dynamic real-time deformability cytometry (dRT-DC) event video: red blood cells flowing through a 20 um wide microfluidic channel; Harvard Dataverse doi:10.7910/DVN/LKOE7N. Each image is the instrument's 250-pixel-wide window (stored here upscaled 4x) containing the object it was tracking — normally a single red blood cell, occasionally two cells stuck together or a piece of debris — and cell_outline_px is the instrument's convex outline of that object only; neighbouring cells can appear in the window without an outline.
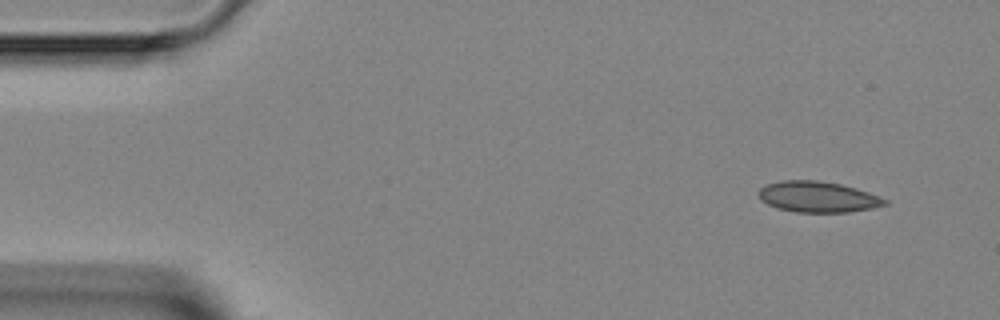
{"species": "Egyptian fruit bat (a non-hibernating species)", "species_latin": "Rousettus aegyptiacus", "temperature_condition": "room temperature", "stored_images_in_passage": 5, "camera_frame_rate_fps": 3000, "um_per_image_px": 0.085, "animal": {"sex": "female"}, "frame": {"image": 1, "passage_image": 1, "time_ms": 0.0, "image_size_px": [1000, 320], "cell_outline_px": [[888, 204], [872, 208], [848, 212], [796, 212], [776, 208], [760, 200], [760, 188], [768, 184], [784, 180], [816, 180], [840, 184], [856, 188], [868, 192], [888, 200]], "centroid_in_image_um": [69.53, 16.74], "position_along_channel_um": 15.5, "area_um2": 22.54}}
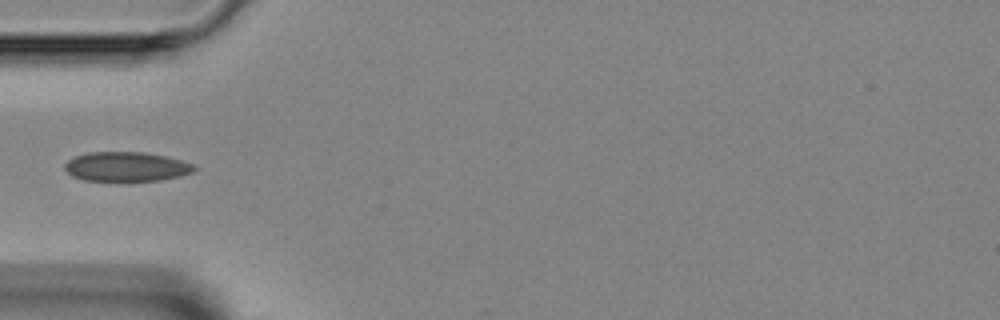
{"frame": {"image": 2, "passage_image": 4, "time_ms": 3.667, "image_size_px": [1000, 320], "cell_outline_px": [[200, 168], [192, 172], [180, 176], [160, 180], [84, 180], [72, 176], [64, 168], [64, 164], [68, 160], [76, 156], [88, 152], [144, 152], [168, 156], [192, 164]], "centroid_in_image_um": [10.76, 14.15], "position_along_channel_um": 74.2, "area_um2": 22.14}}
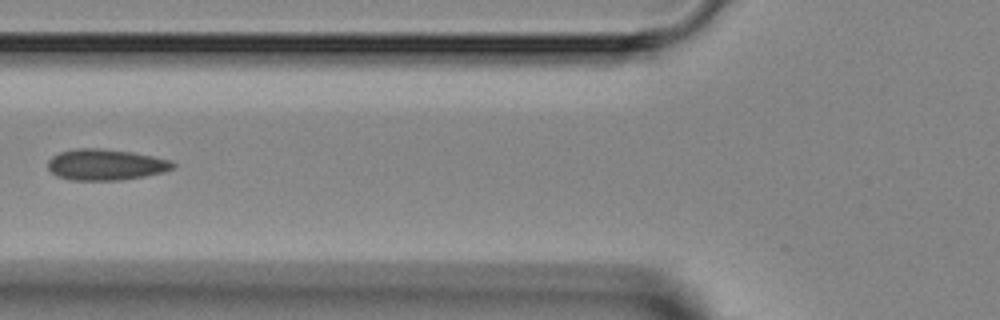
{"frame": {"image": 3, "passage_image": 5, "time_ms": 4.667, "image_size_px": [1000, 320], "cell_outline_px": [[176, 164], [172, 168], [164, 172], [144, 176], [120, 180], [72, 180], [56, 176], [48, 168], [48, 160], [52, 156], [60, 152], [76, 148], [100, 148], [132, 152], [172, 160]], "centroid_in_image_um": [8.98, 13.99], "position_along_channel_um": 116.8, "area_um2": 22.66}}